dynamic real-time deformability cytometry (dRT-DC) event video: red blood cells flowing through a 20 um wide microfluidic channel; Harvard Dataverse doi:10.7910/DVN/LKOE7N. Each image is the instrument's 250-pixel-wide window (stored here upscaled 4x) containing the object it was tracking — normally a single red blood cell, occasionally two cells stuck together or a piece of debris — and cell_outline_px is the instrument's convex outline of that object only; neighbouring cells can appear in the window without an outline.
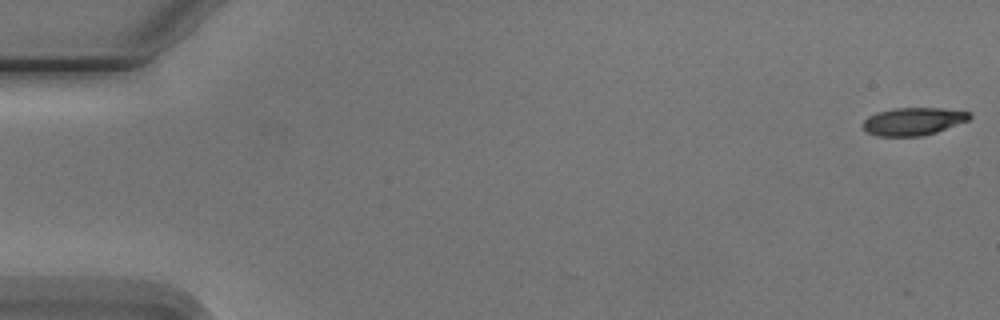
{"species": "Egyptian fruit bat (a non-hibernating species)", "species_latin": "Rousettus aegyptiacus", "temperature_condition": "cold", "stored_images_in_passage": 5, "camera_frame_rate_fps": 3000, "um_per_image_px": 0.085, "animal": {"sex": "male"}, "frame": {"image": 1, "passage_image": 1, "time_ms": 0.0, "image_size_px": [1000, 320], "cell_outline_px": [[972, 116], [968, 120], [936, 132], [924, 136], [876, 136], [868, 132], [864, 128], [864, 120], [868, 116], [876, 112], [896, 108], [940, 108], [972, 112]], "centroid_in_image_um": [77.64, 10.31], "position_along_channel_um": 7.4, "area_um2": 17.17}}